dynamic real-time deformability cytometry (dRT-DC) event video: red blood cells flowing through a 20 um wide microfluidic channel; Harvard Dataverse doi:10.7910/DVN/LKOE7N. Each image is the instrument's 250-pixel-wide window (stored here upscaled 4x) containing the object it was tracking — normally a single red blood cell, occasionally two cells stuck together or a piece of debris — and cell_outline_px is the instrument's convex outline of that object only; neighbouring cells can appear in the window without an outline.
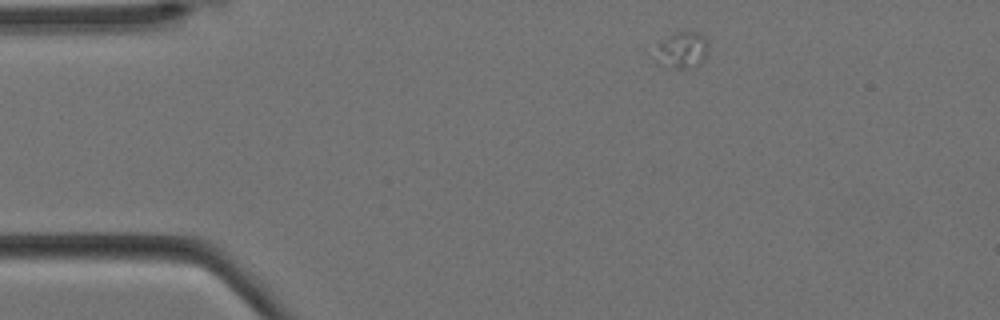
{"species": "Egyptian fruit bat (a non-hibernating species)", "species_latin": "Rousettus aegyptiacus", "temperature_condition": "cold", "stored_images_in_passage": 2, "camera_frame_rate_fps": 3000, "um_per_image_px": 0.085, "animal": {"sex": "female"}, "frame": {"image": 1, "passage_image": 1, "time_ms": 0.0, "image_size_px": [1000, 320], "cell_outline_px": [[708, 52], [700, 64], [696, 68], [664, 68], [656, 64], [656, 44], [676, 32], [700, 32], [708, 40]], "centroid_in_image_um": [57.97, 4.29], "position_along_channel_um": 27.0, "area_um2": 11.68}}